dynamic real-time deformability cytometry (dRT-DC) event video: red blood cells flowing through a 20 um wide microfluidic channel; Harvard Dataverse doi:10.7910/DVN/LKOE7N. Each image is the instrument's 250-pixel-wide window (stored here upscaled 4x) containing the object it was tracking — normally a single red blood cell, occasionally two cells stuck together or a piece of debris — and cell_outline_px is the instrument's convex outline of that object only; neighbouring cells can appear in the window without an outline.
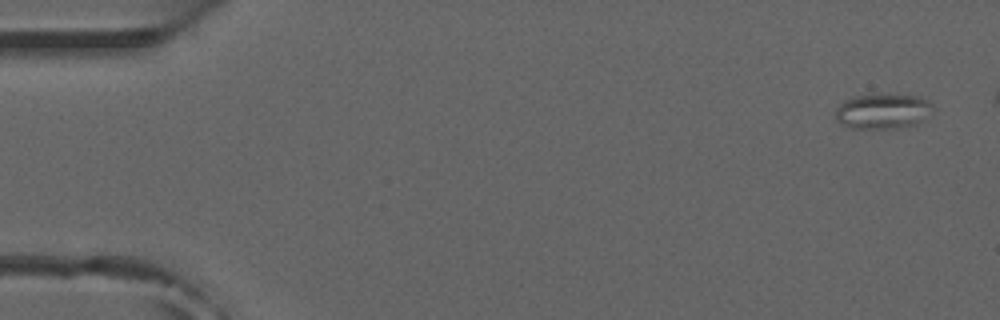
{"species": "common noctule bat (a hibernating species)", "species_latin": "Nyctalus noctula", "temperature_condition": "room temperature", "stored_images_in_passage": 7, "camera_frame_rate_fps": 3000, "um_per_image_px": 0.085, "animal": {"sex": "male", "forearm_length_mm": 52.5}, "frame": {"image": 1, "passage_image": 1, "time_ms": 0.0, "image_size_px": [1000, 320], "cell_outline_px": [[932, 108], [916, 124], [896, 128], [852, 128], [840, 124], [836, 120], [836, 108], [844, 100], [856, 96], [872, 92], [920, 96], [928, 100], [932, 104]], "centroid_in_image_um": [74.98, 9.41], "position_along_channel_um": 10.0, "area_um2": 20.17}}
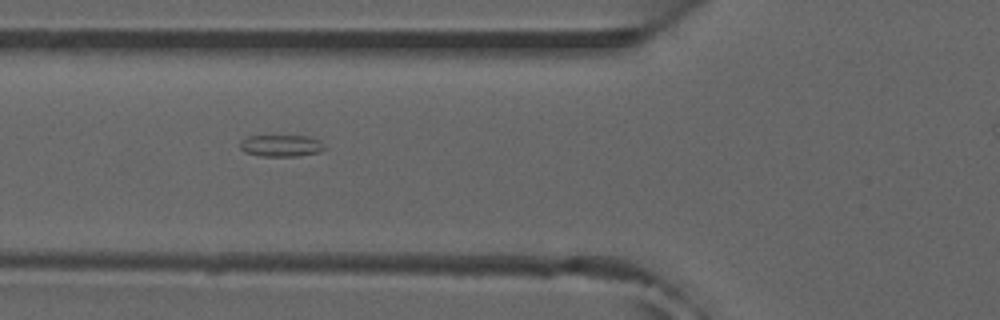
{"frame": {"image": 2, "passage_image": 6, "time_ms": 1.667, "image_size_px": [1000, 320], "cell_outline_px": [[328, 148], [320, 152], [300, 156], [260, 156], [244, 152], [240, 148], [240, 144], [248, 136], [308, 136], [320, 140]], "centroid_in_image_um": [23.97, 12.39], "position_along_channel_um": 101.8, "area_um2": 10.81}}